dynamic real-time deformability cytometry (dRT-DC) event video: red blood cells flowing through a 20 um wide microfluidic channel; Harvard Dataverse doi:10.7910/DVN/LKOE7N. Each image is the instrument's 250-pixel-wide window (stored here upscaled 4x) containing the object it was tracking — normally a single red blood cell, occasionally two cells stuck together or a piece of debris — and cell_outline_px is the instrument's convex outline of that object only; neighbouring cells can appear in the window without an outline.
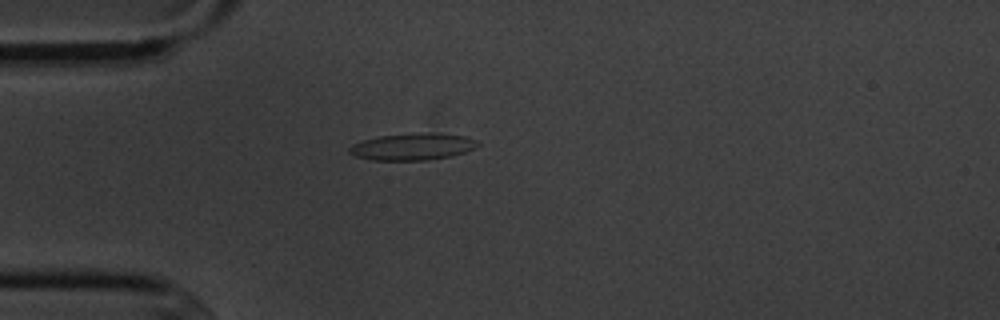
{"species": "common noctule bat (a hibernating species)", "species_latin": "Nyctalus noctula", "temperature_condition": "cold", "stored_images_in_passage": 2, "camera_frame_rate_fps": 3000, "um_per_image_px": 0.085, "animal": {"sex": "male", "body_mass_g": 20.1, "forearm_length_mm": 53.5}, "frame": {"image": 1, "passage_image": 2, "time_ms": 1.333, "image_size_px": [1000, 320], "cell_outline_px": [[480, 144], [476, 148], [452, 156], [428, 160], [372, 160], [356, 156], [348, 152], [348, 148], [352, 144], [364, 140], [380, 136], [464, 136], [476, 140]], "centroid_in_image_um": [35.02, 12.54], "position_along_channel_um": 50.0, "area_um2": 18.79}}